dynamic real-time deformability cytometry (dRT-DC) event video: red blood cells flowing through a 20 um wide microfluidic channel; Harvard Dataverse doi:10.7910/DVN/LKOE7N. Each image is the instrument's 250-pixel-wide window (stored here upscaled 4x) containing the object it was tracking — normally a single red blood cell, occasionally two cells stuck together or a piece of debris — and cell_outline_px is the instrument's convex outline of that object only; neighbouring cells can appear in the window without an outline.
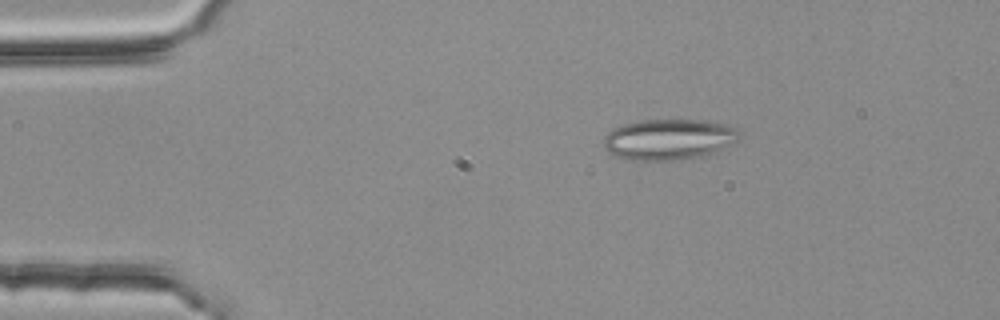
{"species": "common noctule bat (a hibernating species)", "species_latin": "Nyctalus noctula", "temperature_condition": "room temperature", "stored_images_in_passage": 2, "camera_frame_rate_fps": 3000, "um_per_image_px": 0.085, "animal": {"sex": "female", "body_mass_g": 25.1}, "frame": {"image": 1, "passage_image": 1, "time_ms": 0.0, "image_size_px": [1000, 320], "cell_outline_px": [[744, 136], [740, 140], [732, 144], [712, 152], [700, 156], [672, 160], [632, 160], [616, 156], [608, 152], [604, 148], [604, 136], [612, 128], [624, 124], [640, 120], [700, 120], [724, 124], [736, 128]], "centroid_in_image_um": [56.85, 11.84], "position_along_channel_um": 28.2, "area_um2": 32.25}}